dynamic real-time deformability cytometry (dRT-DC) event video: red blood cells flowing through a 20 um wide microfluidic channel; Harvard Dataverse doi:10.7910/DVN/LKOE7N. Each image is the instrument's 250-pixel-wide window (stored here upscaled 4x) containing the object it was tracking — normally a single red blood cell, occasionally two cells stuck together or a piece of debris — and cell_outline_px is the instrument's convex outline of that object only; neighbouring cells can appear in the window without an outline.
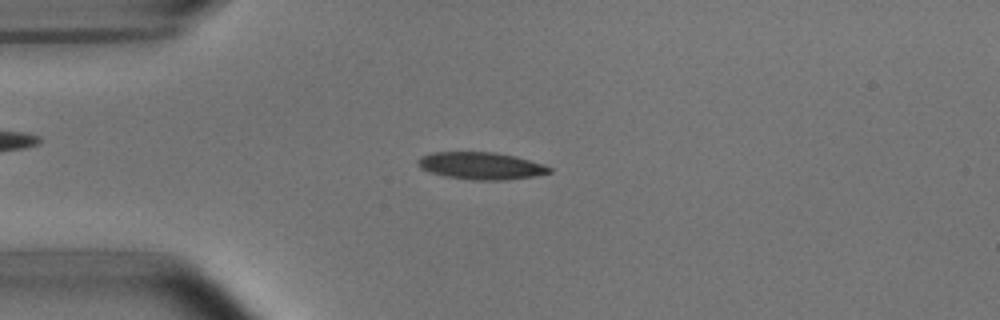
{"species": "common noctule bat (a hibernating species)", "species_latin": "Nyctalus noctula", "temperature_condition": "room temperature", "stored_images_in_passage": 51, "camera_frame_rate_fps": 3000, "um_per_image_px": 0.085, "animal": {"sex": "male", "body_mass_g": 15.6}, "frame": {"image": 1, "passage_image": 12, "time_ms": 3.667, "image_size_px": [1000, 320], "cell_outline_px": [[552, 172], [532, 176], [504, 180], [472, 180], [444, 176], [420, 168], [416, 164], [416, 160], [420, 156], [432, 152], [492, 152], [516, 156], [552, 168]], "centroid_in_image_um": [40.82, 14.09], "position_along_channel_um": 44.2, "area_um2": 20.75}}
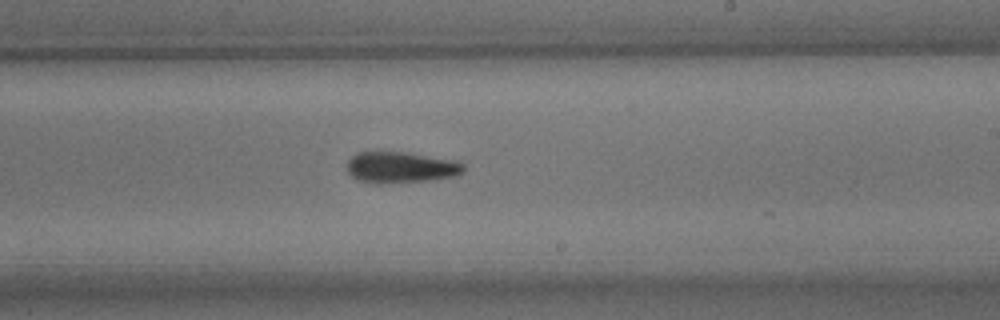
{"frame": {"image": 2, "passage_image": 30, "time_ms": 9.667, "image_size_px": [1000, 320], "cell_outline_px": [[464, 172], [456, 176], [436, 180], [380, 184], [356, 180], [348, 172], [348, 160], [356, 152], [404, 152], [452, 160], [464, 164]], "centroid_in_image_um": [34.07, 14.24], "position_along_channel_um": 254.9, "area_um2": 21.27}}
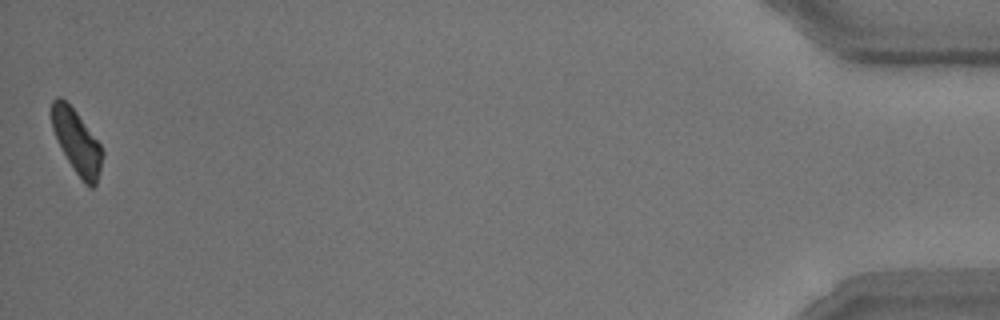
{"frame": {"image": 3, "passage_image": 51, "time_ms": 16.667, "image_size_px": [1000, 320], "cell_outline_px": [[104, 156], [100, 172], [96, 184], [92, 188], [88, 188], [84, 184], [68, 160], [52, 128], [52, 100], [56, 96], [60, 96], [76, 112], [100, 144], [104, 152]], "centroid_in_image_um": [6.56, 12.09], "position_along_channel_um": 428.6, "area_um2": 18.5}, "authors_computed_cell_mechanics": {"area_um2": 20.3456, "velocity_mm_per_s": 3.8073, "shape_relaxation_time_tau1_ms": 3.7159, "shape_relaxation_time_tau2_ms": 7.1708, "deformation_change_tau1": 0.1289, "deformation_change_tau2": 0.1631}}